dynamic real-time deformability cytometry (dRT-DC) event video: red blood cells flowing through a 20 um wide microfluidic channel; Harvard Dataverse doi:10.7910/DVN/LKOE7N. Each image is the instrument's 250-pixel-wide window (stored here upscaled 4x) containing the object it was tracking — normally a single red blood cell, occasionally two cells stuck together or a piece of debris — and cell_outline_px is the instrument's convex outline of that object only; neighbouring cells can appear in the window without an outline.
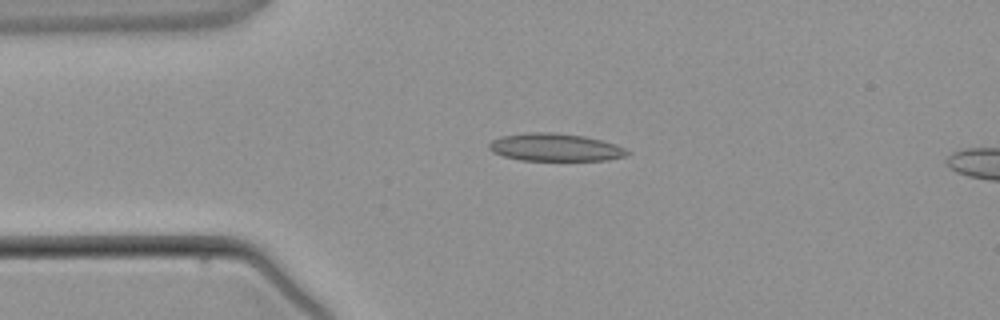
{"species": "common noctule bat (a hibernating species)", "species_latin": "Nyctalus noctula", "temperature_condition": "warm", "stored_images_in_passage": 3, "camera_frame_rate_fps": 3000, "um_per_image_px": 0.085, "animal": {"sex": "male", "body_mass_g": 21.5, "forearm_length_mm": 52.0}, "frame": {"image": 1, "passage_image": 2, "time_ms": 1.333, "image_size_px": [1000, 320], "cell_outline_px": [[628, 152], [624, 156], [608, 160], [520, 160], [504, 156], [492, 152], [488, 148], [488, 144], [492, 140], [500, 136], [528, 132], [552, 132], [584, 136], [616, 144], [624, 148]], "centroid_in_image_um": [47.13, 12.52], "position_along_channel_um": 37.9, "area_um2": 22.2}}
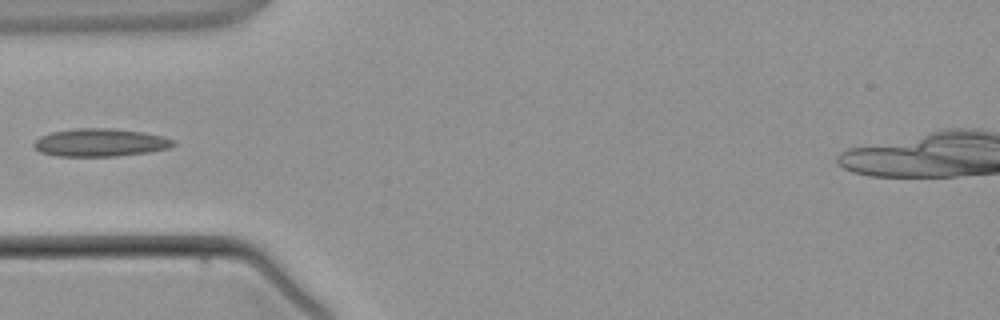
{"frame": {"image": 2, "passage_image": 3, "time_ms": 2.667, "image_size_px": [1000, 320], "cell_outline_px": [[176, 144], [168, 148], [148, 152], [116, 156], [56, 156], [40, 152], [32, 144], [40, 136], [52, 132], [76, 128], [112, 128], [140, 132], [160, 136], [176, 140]], "centroid_in_image_um": [8.5, 12.12], "position_along_channel_um": 76.5, "area_um2": 22.54}}